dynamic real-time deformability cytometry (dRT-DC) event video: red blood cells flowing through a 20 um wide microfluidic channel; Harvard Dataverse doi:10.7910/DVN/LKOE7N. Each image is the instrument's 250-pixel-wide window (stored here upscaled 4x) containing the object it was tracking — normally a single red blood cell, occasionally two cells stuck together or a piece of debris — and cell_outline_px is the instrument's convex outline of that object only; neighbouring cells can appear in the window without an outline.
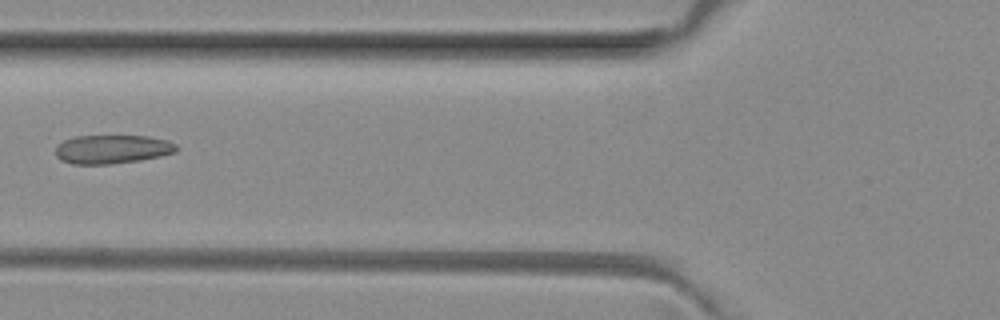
{"species": "common noctule bat (a hibernating species)", "species_latin": "Nyctalus noctula", "temperature_condition": "room temperature", "stored_images_in_passage": 6, "camera_frame_rate_fps": 3000, "um_per_image_px": 0.085, "animal": {"sex": "female", "body_mass_g": 29.2, "forearm_length_mm": 56.3}, "frame": {"image": 1, "passage_image": 5, "time_ms": 1.333, "image_size_px": [1000, 320], "cell_outline_px": [[176, 152], [160, 156], [140, 160], [108, 164], [72, 164], [60, 160], [56, 156], [56, 148], [64, 140], [76, 136], [148, 136], [168, 140], [176, 144]], "centroid_in_image_um": [9.54, 12.68], "position_along_channel_um": 116.3, "area_um2": 20.17}}
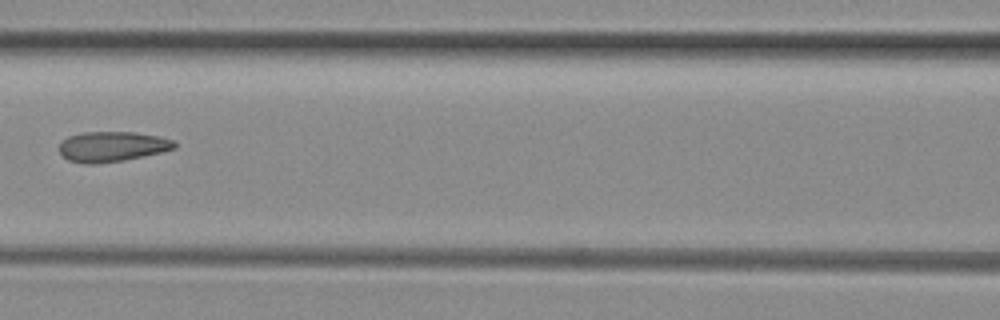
{"frame": {"image": 2, "passage_image": 6, "time_ms": 1.667, "image_size_px": [1000, 320], "cell_outline_px": [[176, 148], [160, 152], [124, 160], [96, 164], [84, 164], [68, 160], [60, 152], [60, 144], [68, 136], [84, 132], [136, 132], [160, 136], [172, 140], [176, 144]], "centroid_in_image_um": [9.53, 12.45], "position_along_channel_um": 157.1, "area_um2": 20.17}}